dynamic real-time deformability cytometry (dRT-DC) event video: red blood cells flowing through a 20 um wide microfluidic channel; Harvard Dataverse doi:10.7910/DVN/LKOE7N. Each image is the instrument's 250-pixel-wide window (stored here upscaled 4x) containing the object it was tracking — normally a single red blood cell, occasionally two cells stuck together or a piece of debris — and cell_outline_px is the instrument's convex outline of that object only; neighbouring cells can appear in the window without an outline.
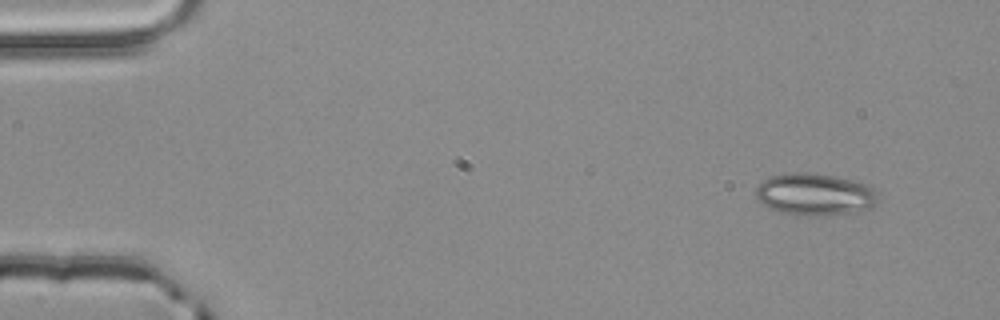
{"species": "common noctule bat (a hibernating species)", "species_latin": "Nyctalus noctula", "temperature_condition": "room temperature", "stored_images_in_passage": 3, "camera_frame_rate_fps": 3000, "um_per_image_px": 0.085, "animal": {"sex": "male", "body_mass_g": 20.4}, "frame": {"image": 1, "passage_image": 1, "time_ms": 0.0, "image_size_px": [1000, 320], "cell_outline_px": [[880, 200], [872, 208], [824, 216], [808, 216], [780, 212], [768, 208], [756, 196], [756, 188], [768, 176], [784, 172], [804, 172], [836, 176], [868, 184], [876, 192]], "centroid_in_image_um": [69.27, 16.51], "position_along_channel_um": 15.7, "area_um2": 30.17}}